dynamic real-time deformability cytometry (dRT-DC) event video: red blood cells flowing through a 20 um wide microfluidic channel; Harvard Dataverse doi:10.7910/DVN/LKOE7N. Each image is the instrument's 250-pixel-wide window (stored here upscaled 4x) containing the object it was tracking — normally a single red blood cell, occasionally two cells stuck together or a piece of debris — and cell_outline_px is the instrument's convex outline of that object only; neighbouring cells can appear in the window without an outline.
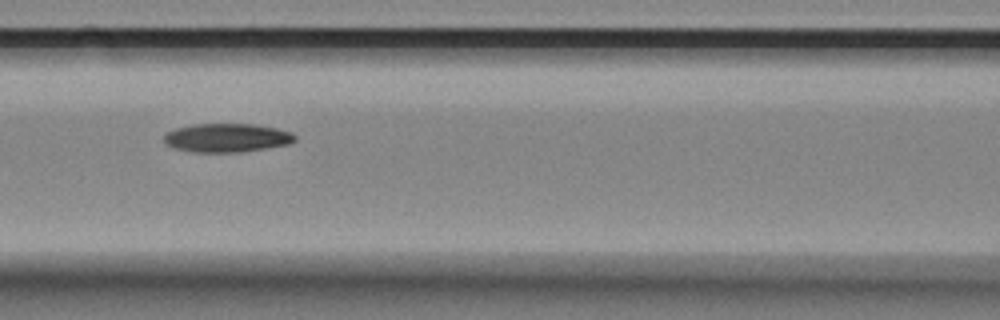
{"species": "Egyptian fruit bat (a non-hibernating species)", "species_latin": "Rousettus aegyptiacus", "temperature_condition": "room temperature", "stored_images_in_passage": 8, "camera_frame_rate_fps": 3000, "um_per_image_px": 0.085, "animal": {"sex": "female"}, "frame": {"image": 1, "passage_image": 3, "time_ms": 2.333, "image_size_px": [1000, 320], "cell_outline_px": [[296, 140], [288, 144], [244, 152], [192, 152], [172, 148], [164, 144], [164, 136], [168, 132], [176, 128], [192, 124], [252, 124], [276, 128], [292, 132], [296, 136]], "centroid_in_image_um": [19.26, 11.72], "position_along_channel_um": 147.3, "area_um2": 22.02}}
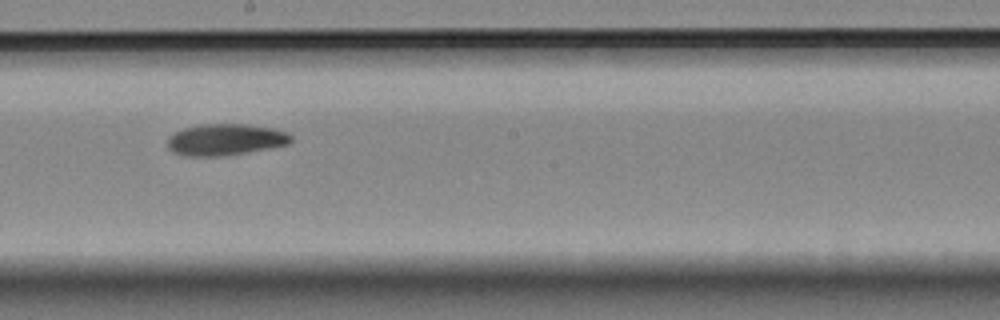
{"frame": {"image": 2, "passage_image": 5, "time_ms": 4.667, "image_size_px": [1000, 320], "cell_outline_px": [[292, 140], [288, 144], [248, 152], [224, 156], [184, 156], [172, 152], [168, 148], [168, 136], [184, 128], [200, 124], [248, 124], [272, 128], [288, 132], [292, 136]], "centroid_in_image_um": [19.15, 11.87], "position_along_channel_um": 229.1, "area_um2": 22.77}}
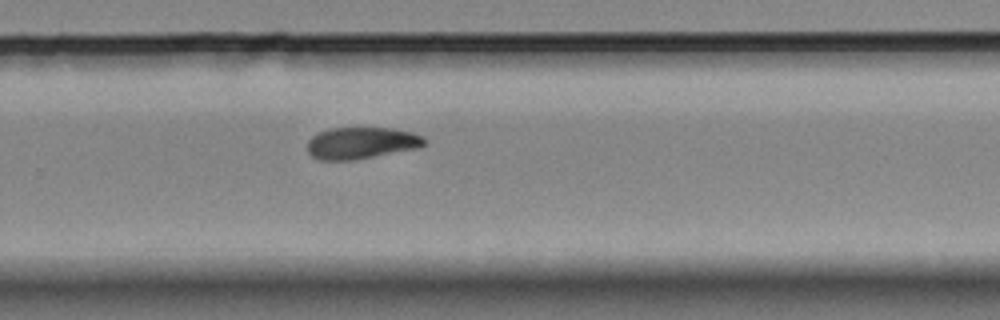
{"frame": {"image": 3, "passage_image": 7, "time_ms": 6.667, "image_size_px": [1000, 320], "cell_outline_px": [[424, 144], [420, 148], [352, 160], [320, 160], [312, 156], [308, 152], [308, 140], [312, 136], [320, 132], [332, 128], [392, 128], [412, 132], [424, 136]], "centroid_in_image_um": [30.73, 12.15], "position_along_channel_um": 299.1, "area_um2": 21.56}}